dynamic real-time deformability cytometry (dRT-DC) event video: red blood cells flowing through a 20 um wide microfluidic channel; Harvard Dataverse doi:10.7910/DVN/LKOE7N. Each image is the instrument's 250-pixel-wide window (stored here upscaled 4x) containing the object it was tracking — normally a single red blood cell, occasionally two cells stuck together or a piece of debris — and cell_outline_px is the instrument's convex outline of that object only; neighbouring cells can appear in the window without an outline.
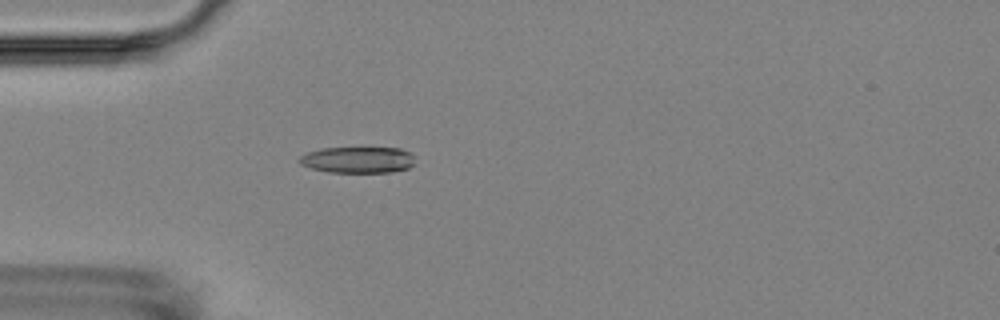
{"species": "Egyptian fruit bat (a non-hibernating species)", "species_latin": "Rousettus aegyptiacus", "temperature_condition": "room temperature", "stored_images_in_passage": 5, "camera_frame_rate_fps": 3000, "um_per_image_px": 0.085, "animal": {"sex": "female"}, "frame": {"image": 1, "passage_image": 5, "time_ms": 4.667, "image_size_px": [1000, 320], "cell_outline_px": [[416, 164], [408, 168], [392, 172], [328, 172], [312, 168], [300, 164], [296, 160], [300, 156], [308, 152], [324, 148], [400, 148], [408, 152], [412, 156]], "centroid_in_image_um": [30.41, 13.59], "position_along_channel_um": 54.6, "area_um2": 17.69}}